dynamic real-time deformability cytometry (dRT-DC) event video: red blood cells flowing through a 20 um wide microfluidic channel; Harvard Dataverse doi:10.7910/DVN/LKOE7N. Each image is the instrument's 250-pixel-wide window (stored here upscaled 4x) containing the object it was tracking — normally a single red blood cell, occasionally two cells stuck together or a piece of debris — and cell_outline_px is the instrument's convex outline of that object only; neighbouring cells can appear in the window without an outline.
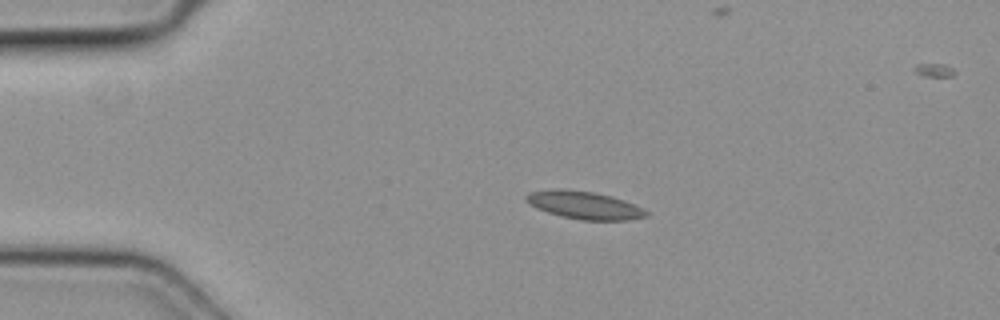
{"species": "common noctule bat (a hibernating species)", "species_latin": "Nyctalus noctula", "temperature_condition": "cold", "stored_images_in_passage": 4, "camera_frame_rate_fps": 3000, "um_per_image_px": 0.085, "animal": {"sex": "female", "body_mass_g": 19.3, "forearm_length_mm": 54.1}, "frame": {"image": 1, "passage_image": 2, "time_ms": 0.333, "image_size_px": [1000, 320], "cell_outline_px": [[648, 216], [628, 220], [580, 220], [560, 216], [536, 208], [528, 204], [524, 200], [524, 196], [528, 192], [552, 188], [564, 188], [596, 192], [612, 196], [624, 200], [644, 208], [648, 212]], "centroid_in_image_um": [49.62, 17.42], "position_along_channel_um": 35.4, "area_um2": 19.88}}